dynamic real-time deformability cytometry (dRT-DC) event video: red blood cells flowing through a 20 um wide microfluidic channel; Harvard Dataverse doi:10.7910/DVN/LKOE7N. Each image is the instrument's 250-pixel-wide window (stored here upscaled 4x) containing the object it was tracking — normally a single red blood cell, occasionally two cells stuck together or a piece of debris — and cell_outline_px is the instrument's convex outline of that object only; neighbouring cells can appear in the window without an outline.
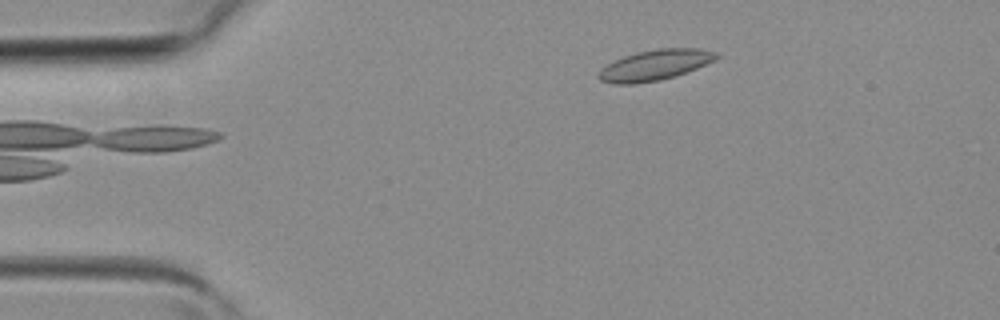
{"species": "common noctule bat (a hibernating species)", "species_latin": "Nyctalus noctula", "temperature_condition": "room temperature", "stored_images_in_passage": 4, "camera_frame_rate_fps": 3000, "um_per_image_px": 0.085, "animal": {"sex": "female", "body_mass_g": 19.3, "forearm_length_mm": 54.1}, "frame": {"image": 1, "passage_image": 4, "time_ms": 1.0, "image_size_px": [1000, 320], "cell_outline_px": [[720, 56], [716, 60], [676, 76], [660, 80], [636, 84], [612, 84], [600, 80], [596, 76], [600, 68], [624, 56], [636, 52], [656, 48], [700, 48], [716, 52]], "centroid_in_image_um": [55.66, 5.53], "position_along_channel_um": 29.3, "area_um2": 21.15}}